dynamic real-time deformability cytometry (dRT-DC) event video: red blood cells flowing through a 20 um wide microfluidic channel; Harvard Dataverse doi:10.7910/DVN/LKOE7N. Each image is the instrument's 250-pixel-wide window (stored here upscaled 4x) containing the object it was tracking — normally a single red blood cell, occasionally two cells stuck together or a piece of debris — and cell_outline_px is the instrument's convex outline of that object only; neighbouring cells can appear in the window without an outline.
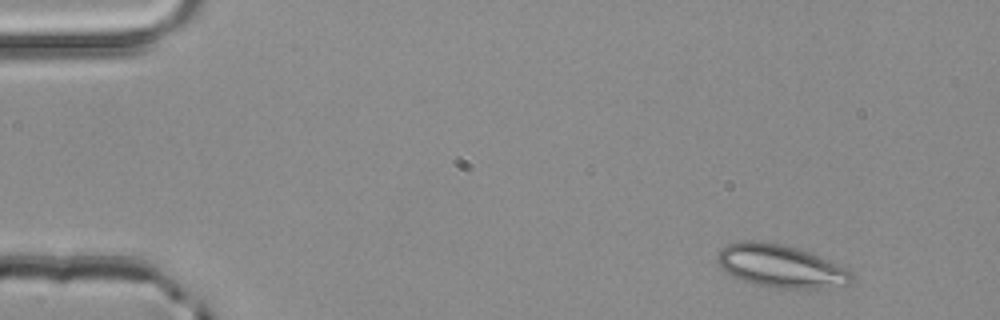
{"species": "common noctule bat (a hibernating species)", "species_latin": "Nyctalus noctula", "temperature_condition": "room temperature", "stored_images_in_passage": 4, "camera_frame_rate_fps": 3000, "um_per_image_px": 0.085, "animal": {"sex": "male", "body_mass_g": 20.4}, "frame": {"image": 1, "passage_image": 4, "time_ms": 1.0, "image_size_px": [1000, 320], "cell_outline_px": [[852, 280], [848, 284], [824, 288], [772, 288], [752, 284], [732, 276], [720, 268], [716, 260], [716, 256], [720, 248], [736, 240], [756, 240], [780, 244], [796, 248], [820, 256], [844, 268], [852, 276]], "centroid_in_image_um": [66.25, 22.61], "position_along_channel_um": 18.8, "area_um2": 33.52}}